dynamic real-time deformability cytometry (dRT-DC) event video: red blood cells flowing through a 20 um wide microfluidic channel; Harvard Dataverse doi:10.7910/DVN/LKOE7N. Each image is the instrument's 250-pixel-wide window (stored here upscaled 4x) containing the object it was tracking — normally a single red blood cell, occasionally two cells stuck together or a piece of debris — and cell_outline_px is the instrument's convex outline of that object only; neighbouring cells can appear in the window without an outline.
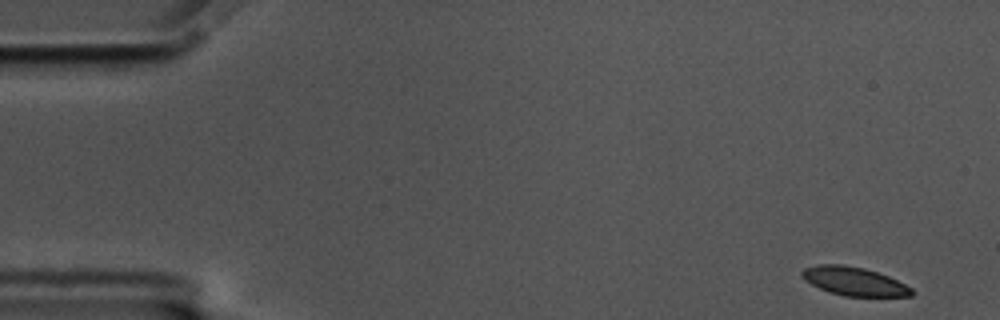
{"species": "common noctule bat (a hibernating species)", "species_latin": "Nyctalus noctula", "temperature_condition": "cold", "stored_images_in_passage": 56, "camera_frame_rate_fps": 3000, "um_per_image_px": 0.085, "animal": {"sex": "male", "body_mass_g": 17.5, "forearm_length_mm": 52.3}, "frame": {"image": 1, "passage_image": 1, "time_ms": 0.0, "image_size_px": [1000, 320], "cell_outline_px": [[916, 292], [912, 296], [844, 296], [828, 292], [804, 280], [800, 276], [800, 272], [804, 268], [820, 264], [844, 264], [864, 268], [888, 276], [912, 288]], "centroid_in_image_um": [72.58, 23.91], "position_along_channel_um": 12.4, "area_um2": 18.32}}
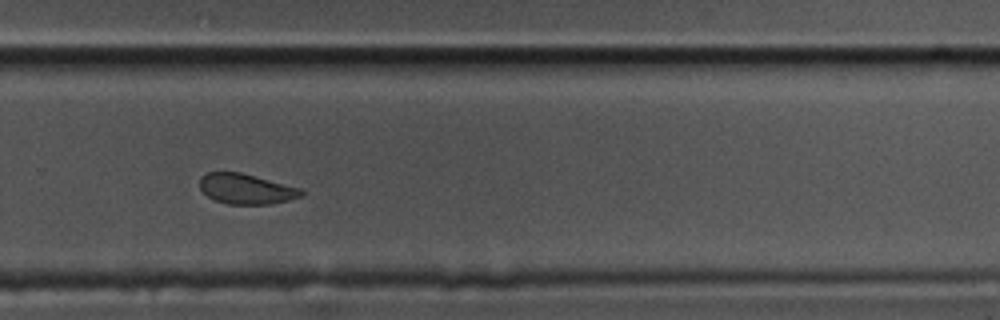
{"frame": {"image": 2, "passage_image": 37, "time_ms": 12.0, "image_size_px": [1000, 320], "cell_outline_px": [[304, 196], [272, 204], [228, 204], [216, 200], [208, 196], [200, 188], [200, 176], [208, 172], [240, 172], [300, 188], [304, 192]], "centroid_in_image_um": [20.93, 16.06], "position_along_channel_um": 308.9, "area_um2": 17.8}}
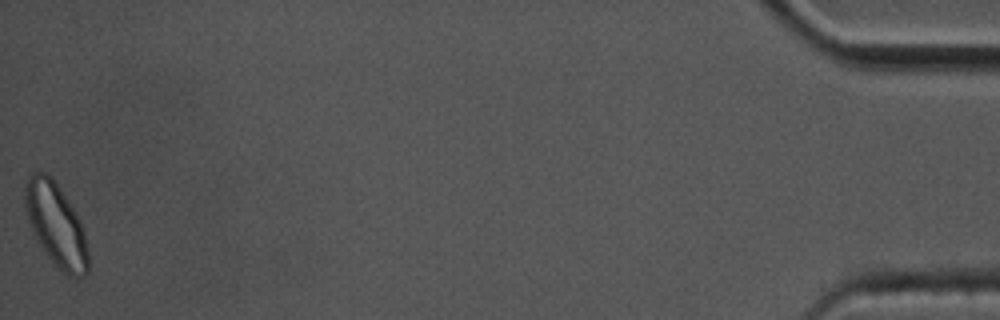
{"frame": {"image": 3, "passage_image": 56, "time_ms": 18.333, "image_size_px": [1000, 320], "cell_outline_px": [[88, 272], [84, 276], [68, 276], [44, 252], [24, 212], [24, 184], [28, 176], [32, 172], [44, 172], [52, 176], [76, 212], [84, 228], [88, 248]], "centroid_in_image_um": [4.75, 19.05], "position_along_channel_um": 430.4, "area_um2": 30.69}, "authors_computed_cell_mechanics": {"area_um2": 19.2763, "velocity_mm_per_s": 3.4629, "shape_relaxation_time_tau1_ms": 2.653, "shape_relaxation_time_tau2_ms": 2.1514, "deformation_change_tau1": 0.1063, "deformation_change_tau2": 0.0755}}